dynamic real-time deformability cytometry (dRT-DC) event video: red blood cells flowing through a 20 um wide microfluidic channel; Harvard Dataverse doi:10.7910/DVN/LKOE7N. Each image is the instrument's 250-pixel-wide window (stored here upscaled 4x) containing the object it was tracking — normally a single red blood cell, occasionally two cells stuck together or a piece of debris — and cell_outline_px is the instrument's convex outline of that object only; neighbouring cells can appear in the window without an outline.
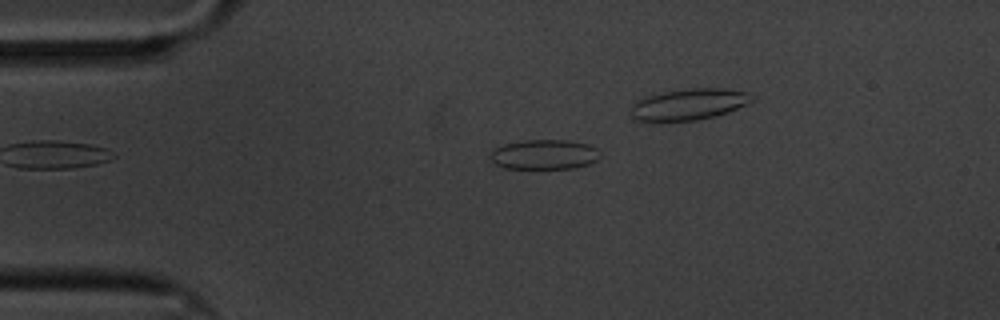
{"species": "common noctule bat (a hibernating species)", "species_latin": "Nyctalus noctula", "temperature_condition": "cold", "stored_images_in_passage": 47, "camera_frame_rate_fps": 3000, "um_per_image_px": 0.085, "animal": {"sex": "male", "body_mass_g": 20.1, "forearm_length_mm": 53.5}, "frame": {"image": 1, "passage_image": 13, "time_ms": 4.0, "image_size_px": [1000, 320], "cell_outline_px": [[600, 156], [596, 160], [588, 164], [572, 168], [504, 168], [496, 164], [488, 156], [492, 148], [504, 144], [524, 140], [564, 140], [588, 144], [596, 148]], "centroid_in_image_um": [46.21, 13.12], "position_along_channel_um": 38.8, "area_um2": 19.02}}
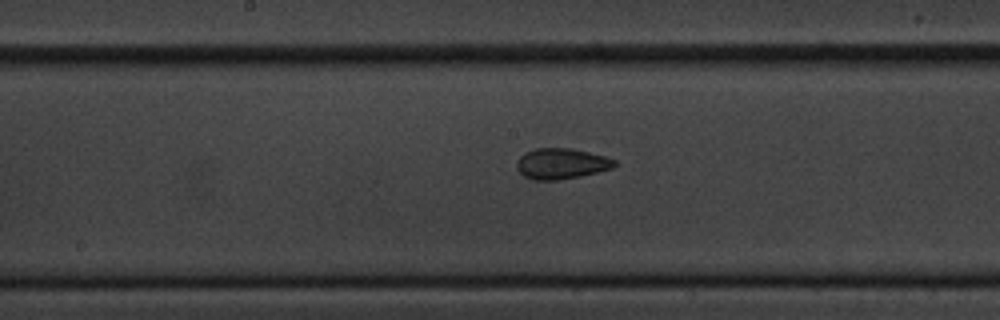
{"frame": {"image": 2, "passage_image": 30, "time_ms": 9.667, "image_size_px": [1000, 320], "cell_outline_px": [[616, 164], [612, 168], [580, 176], [556, 180], [532, 180], [524, 176], [516, 168], [516, 164], [520, 156], [524, 152], [536, 148], [572, 148], [604, 156], [616, 160]], "centroid_in_image_um": [47.68, 13.9], "position_along_channel_um": 200.5, "area_um2": 17.46}}
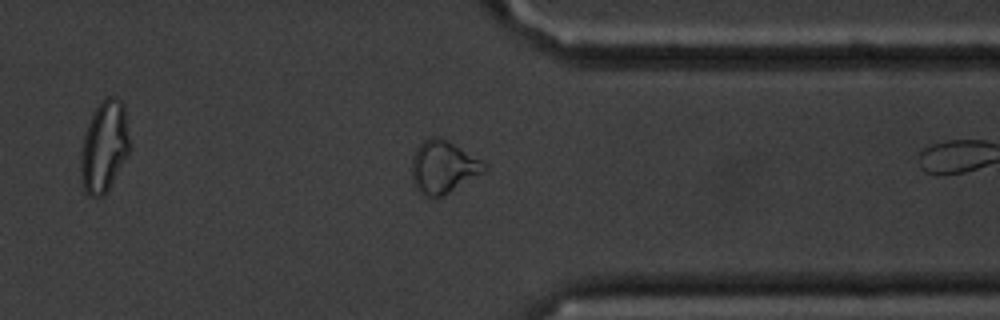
{"frame": {"image": 3, "passage_image": 46, "time_ms": 15.0, "image_size_px": [1000, 320], "cell_outline_px": [[488, 172], [444, 196], [424, 196], [416, 188], [412, 180], [412, 156], [416, 148], [428, 136], [440, 136], [448, 140], [488, 164]], "centroid_in_image_um": [37.72, 14.2], "position_along_channel_um": 373.7, "area_um2": 22.83}}